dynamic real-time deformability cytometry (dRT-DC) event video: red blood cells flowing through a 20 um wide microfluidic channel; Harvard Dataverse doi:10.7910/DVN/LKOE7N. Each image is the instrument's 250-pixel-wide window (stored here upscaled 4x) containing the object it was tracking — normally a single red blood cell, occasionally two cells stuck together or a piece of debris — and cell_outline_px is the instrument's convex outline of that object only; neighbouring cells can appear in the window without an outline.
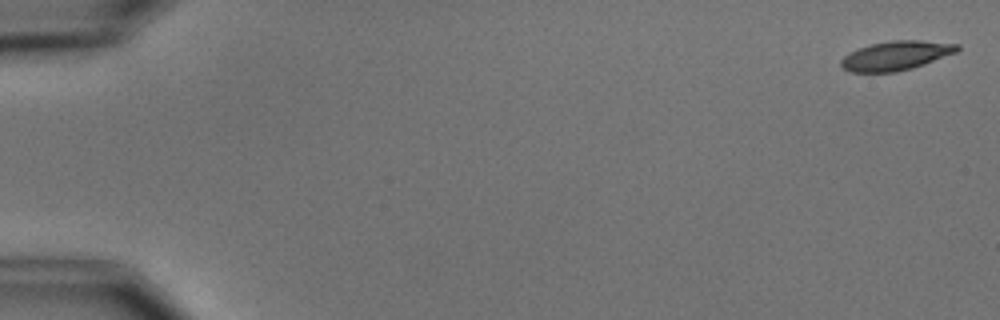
{"species": "common noctule bat (a hibernating species)", "species_latin": "Nyctalus noctula", "temperature_condition": "cold", "stored_images_in_passage": 8, "camera_frame_rate_fps": 3000, "um_per_image_px": 0.085, "animal": {"sex": "male", "body_mass_g": 15.6}, "frame": {"image": 1, "passage_image": 1, "time_ms": 0.0, "image_size_px": [1000, 320], "cell_outline_px": [[960, 48], [956, 52], [924, 64], [912, 68], [896, 72], [852, 72], [844, 68], [840, 64], [840, 60], [844, 56], [860, 48], [872, 44], [892, 40], [920, 40], [960, 44]], "centroid_in_image_um": [76.18, 4.72], "position_along_channel_um": 8.8, "area_um2": 19.54}}
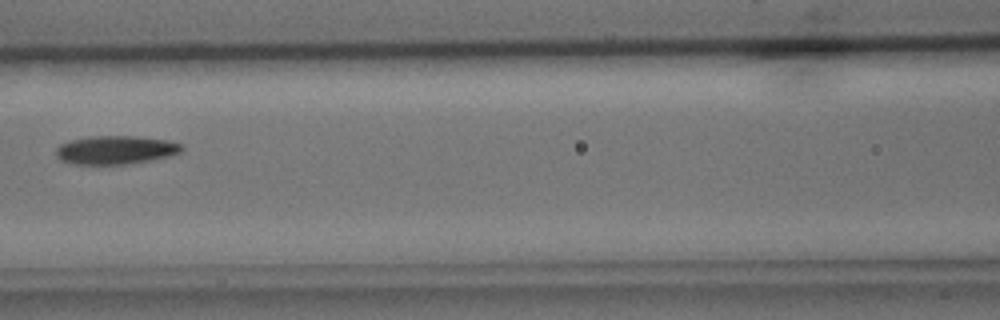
{"frame": {"image": 2, "passage_image": 7, "time_ms": 8.0, "image_size_px": [1000, 320], "cell_outline_px": [[184, 152], [172, 156], [152, 160], [124, 164], [76, 164], [60, 160], [56, 156], [56, 148], [60, 144], [72, 140], [88, 136], [132, 136], [168, 140], [184, 144]], "centroid_in_image_um": [9.9, 12.74], "position_along_channel_um": 156.7, "area_um2": 21.1}}
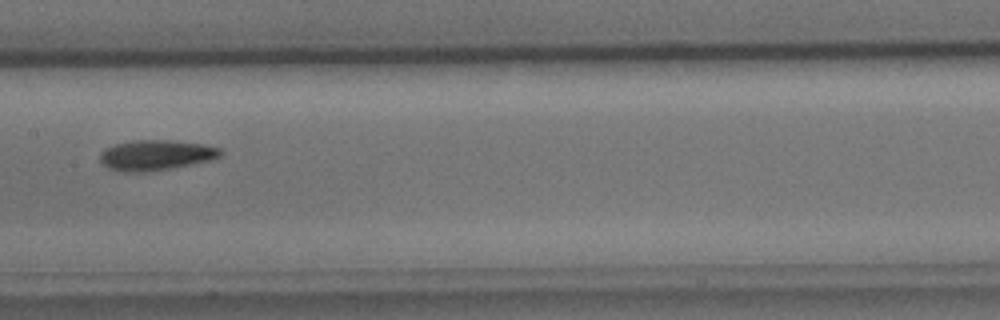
{"frame": {"image": 3, "passage_image": 8, "time_ms": 9.0, "image_size_px": [1000, 320], "cell_outline_px": [[224, 152], [220, 156], [208, 160], [168, 168], [144, 172], [120, 172], [108, 168], [100, 160], [100, 152], [104, 148], [116, 144], [132, 140], [168, 140], [204, 144], [220, 148]], "centroid_in_image_um": [13.21, 13.17], "position_along_channel_um": 194.2, "area_um2": 21.1}}